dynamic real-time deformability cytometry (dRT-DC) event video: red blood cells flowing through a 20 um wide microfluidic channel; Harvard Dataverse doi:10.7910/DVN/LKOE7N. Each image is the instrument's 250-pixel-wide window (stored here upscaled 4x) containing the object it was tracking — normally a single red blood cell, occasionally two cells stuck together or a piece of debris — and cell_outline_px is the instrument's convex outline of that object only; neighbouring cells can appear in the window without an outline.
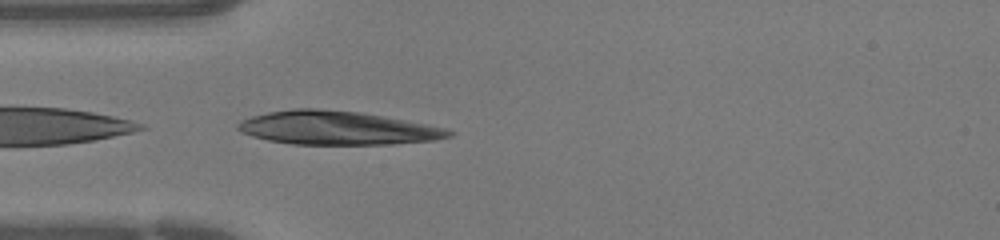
{"species": "human", "species_latin": "Homo sapiens", "temperature_condition": "warm", "stored_images_in_passage": 32, "camera_frame_rate_fps": 3000, "um_per_image_px": 0.085, "donor": {"sex": "female"}, "frame": {"image": 1, "passage_image": 1, "time_ms": 0.0, "image_size_px": [1000, 240], "cell_outline_px": [[456, 132], [452, 136], [436, 140], [392, 144], [292, 144], [268, 140], [252, 136], [240, 132], [236, 128], [236, 124], [240, 120], [252, 116], [268, 112], [292, 108], [320, 108], [360, 112], [384, 116], [448, 128]], "centroid_in_image_um": [28.67, 10.87], "position_along_channel_um": 56.3, "area_um2": 41.62}}
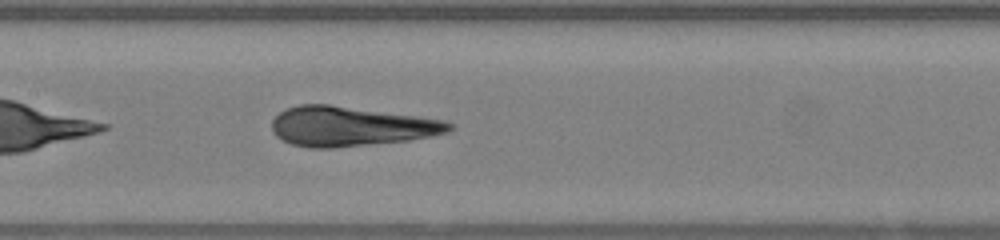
{"frame": {"image": 2, "passage_image": 9, "time_ms": 2.667, "image_size_px": [1000, 240], "cell_outline_px": [[456, 124], [448, 132], [408, 140], [332, 148], [308, 148], [292, 144], [276, 136], [272, 132], [272, 120], [280, 112], [288, 108], [300, 104], [328, 104], [416, 116], [444, 120]], "centroid_in_image_um": [29.78, 10.74], "position_along_channel_um": 177.6, "area_um2": 40.69}}
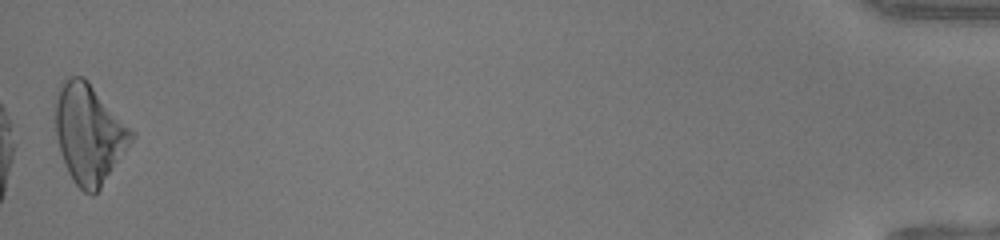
{"frame": {"image": 3, "passage_image": 32, "time_ms": 10.333, "image_size_px": [1000, 240], "cell_outline_px": [[136, 136], [128, 148], [100, 188], [92, 196], [84, 192], [72, 180], [68, 172], [60, 152], [56, 132], [56, 96], [60, 80], [68, 76], [84, 76], [88, 80], [136, 132]], "centroid_in_image_um": [7.59, 11.32], "position_along_channel_um": 427.6, "area_um2": 44.33}}